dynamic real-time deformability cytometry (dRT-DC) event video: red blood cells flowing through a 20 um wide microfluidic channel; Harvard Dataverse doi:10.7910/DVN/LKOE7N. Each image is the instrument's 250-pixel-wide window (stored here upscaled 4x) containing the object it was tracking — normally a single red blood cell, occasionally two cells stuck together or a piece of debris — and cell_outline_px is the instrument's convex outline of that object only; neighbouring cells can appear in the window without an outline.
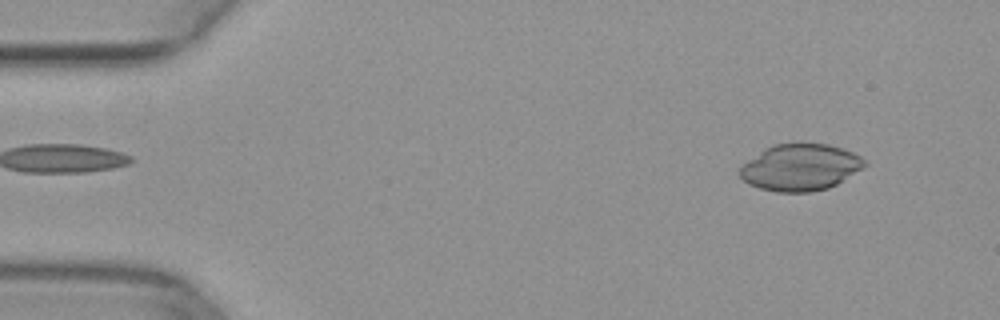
{"species": "common noctule bat (a hibernating species)", "species_latin": "Nyctalus noctula", "temperature_condition": "warm", "stored_images_in_passage": 49, "camera_frame_rate_fps": 3000, "um_per_image_px": 0.085, "animal": {"sex": "female", "body_mass_g": 29.2, "forearm_length_mm": 56.3}, "frame": {"image": 1, "passage_image": 4, "time_ms": 1.0, "image_size_px": [1000, 320], "cell_outline_px": [[868, 164], [864, 168], [836, 184], [828, 188], [812, 192], [776, 192], [760, 188], [748, 184], [736, 172], [748, 160], [764, 148], [772, 144], [800, 140], [828, 144], [852, 152], [860, 156]], "centroid_in_image_um": [68.01, 14.19], "position_along_channel_um": 17.0, "area_um2": 34.68}}